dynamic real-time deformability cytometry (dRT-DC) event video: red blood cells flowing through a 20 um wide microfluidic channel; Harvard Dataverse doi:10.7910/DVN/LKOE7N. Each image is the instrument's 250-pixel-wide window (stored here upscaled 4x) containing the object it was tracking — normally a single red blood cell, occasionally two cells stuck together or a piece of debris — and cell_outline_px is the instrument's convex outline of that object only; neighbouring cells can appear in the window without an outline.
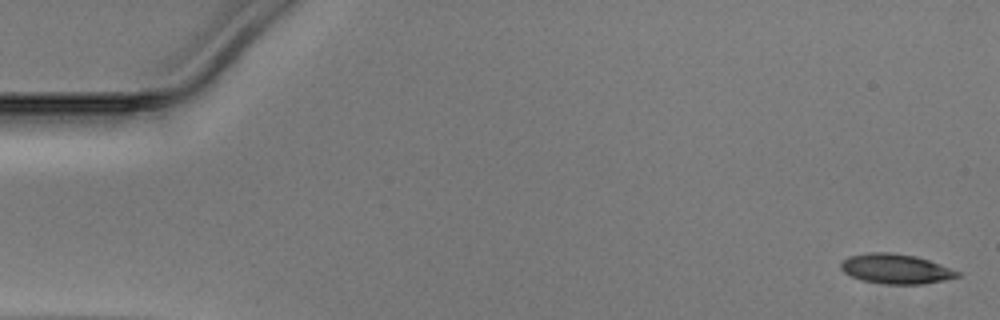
{"species": "Egyptian fruit bat (a non-hibernating species)", "species_latin": "Rousettus aegyptiacus", "temperature_condition": "warm", "stored_images_in_passage": 49, "camera_frame_rate_fps": 3000, "um_per_image_px": 0.085, "animal": {"sex": "male"}, "frame": {"image": 1, "passage_image": 1, "time_ms": 0.0, "image_size_px": [1000, 320], "cell_outline_px": [[960, 276], [944, 280], [924, 284], [884, 284], [860, 280], [844, 272], [840, 268], [840, 264], [848, 256], [868, 252], [892, 252], [916, 256], [940, 264], [960, 272]], "centroid_in_image_um": [76.12, 22.85], "position_along_channel_um": 8.9, "area_um2": 20.29}}
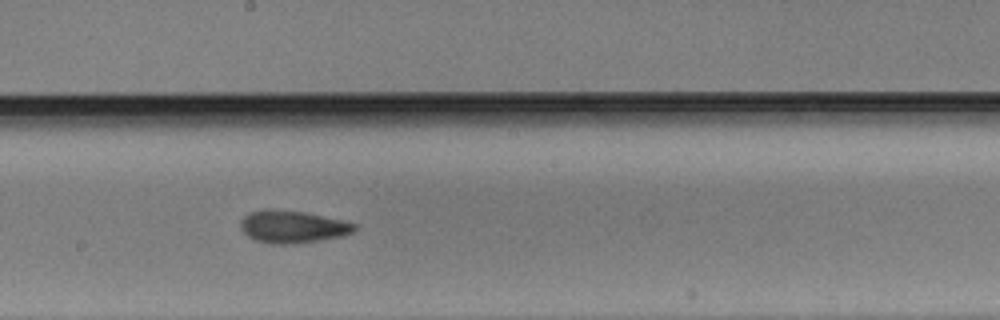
{"frame": {"image": 2, "passage_image": 27, "time_ms": 8.667, "image_size_px": [1000, 320], "cell_outline_px": [[356, 228], [352, 232], [340, 236], [320, 240], [288, 244], [272, 244], [256, 240], [248, 236], [240, 228], [240, 220], [248, 212], [304, 212], [340, 220], [356, 224]], "centroid_in_image_um": [24.86, 19.31], "position_along_channel_um": 223.3, "area_um2": 20.52}}
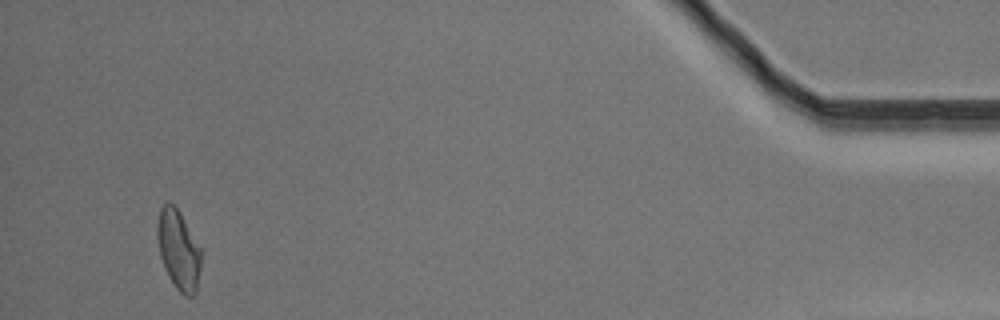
{"frame": {"image": 3, "passage_image": 47, "time_ms": 15.333, "image_size_px": [1000, 320], "cell_outline_px": [[200, 268], [196, 292], [192, 296], [184, 296], [176, 288], [168, 276], [164, 268], [160, 256], [156, 236], [156, 228], [160, 208], [164, 204], [176, 204], [200, 248]], "centroid_in_image_um": [15.15, 21.23], "position_along_channel_um": 420.1, "area_um2": 20.29}}